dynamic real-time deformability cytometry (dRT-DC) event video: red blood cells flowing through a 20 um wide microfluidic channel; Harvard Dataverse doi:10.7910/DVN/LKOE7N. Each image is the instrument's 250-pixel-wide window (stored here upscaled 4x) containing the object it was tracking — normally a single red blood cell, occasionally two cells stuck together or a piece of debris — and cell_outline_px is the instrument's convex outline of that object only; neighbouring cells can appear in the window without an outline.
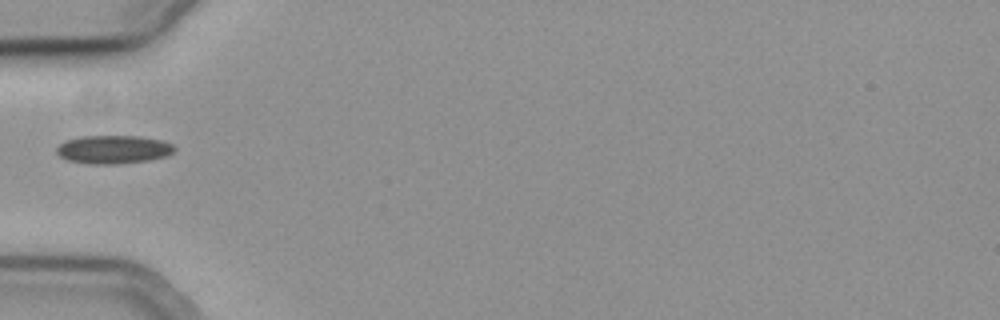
{"species": "common noctule bat (a hibernating species)", "species_latin": "Nyctalus noctula", "temperature_condition": "cold", "stored_images_in_passage": 35, "camera_frame_rate_fps": 3000, "um_per_image_px": 0.085, "animal": {"sex": "female", "body_mass_g": 19.3, "forearm_length_mm": 54.1}, "frame": {"image": 1, "passage_image": 1, "time_ms": 0.0, "image_size_px": [1000, 320], "cell_outline_px": [[176, 148], [172, 152], [164, 156], [148, 160], [116, 164], [92, 164], [68, 160], [60, 156], [56, 152], [56, 148], [64, 140], [80, 136], [140, 136], [164, 140], [172, 144]], "centroid_in_image_um": [9.62, 12.69], "position_along_channel_um": 75.4, "area_um2": 19.48}}
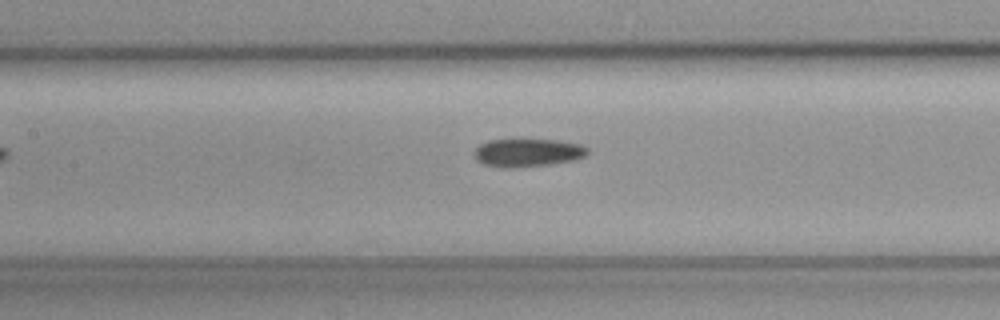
{"frame": {"image": 2, "passage_image": 8, "time_ms": 2.333, "image_size_px": [1000, 320], "cell_outline_px": [[588, 152], [584, 156], [576, 160], [548, 164], [512, 168], [504, 168], [484, 164], [476, 160], [472, 152], [480, 144], [488, 140], [556, 140], [580, 144], [588, 148]], "centroid_in_image_um": [44.82, 12.98], "position_along_channel_um": 162.6, "area_um2": 18.5}}
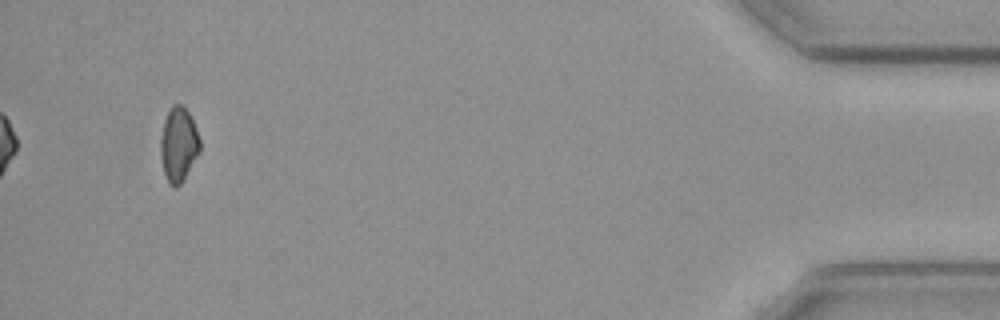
{"frame": {"image": 3, "passage_image": 35, "time_ms": 11.333, "image_size_px": [1000, 320], "cell_outline_px": [[200, 152], [180, 184], [176, 188], [168, 184], [164, 172], [160, 156], [160, 140], [164, 120], [168, 108], [172, 104], [180, 104], [188, 112], [196, 128], [200, 140]], "centroid_in_image_um": [15.16, 12.28], "position_along_channel_um": 420.0, "area_um2": 17.11}}